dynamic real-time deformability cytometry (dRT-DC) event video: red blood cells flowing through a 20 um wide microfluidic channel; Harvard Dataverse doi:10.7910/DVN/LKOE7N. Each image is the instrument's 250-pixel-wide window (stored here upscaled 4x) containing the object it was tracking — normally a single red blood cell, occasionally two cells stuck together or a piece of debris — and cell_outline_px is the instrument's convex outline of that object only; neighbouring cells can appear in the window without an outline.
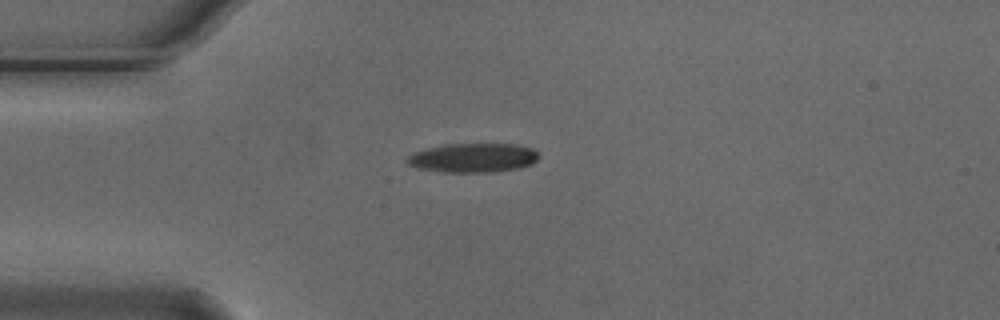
{"species": "Egyptian fruit bat (a non-hibernating species)", "species_latin": "Rousettus aegyptiacus", "temperature_condition": "cold", "stored_images_in_passage": 3, "camera_frame_rate_fps": 3000, "um_per_image_px": 0.085, "animal": {"sex": "male"}, "frame": {"image": 1, "passage_image": 1, "time_ms": 0.0, "image_size_px": [1000, 320], "cell_outline_px": [[540, 156], [532, 164], [520, 168], [496, 172], [440, 172], [416, 168], [408, 164], [404, 160], [412, 152], [444, 144], [520, 144], [532, 148]], "centroid_in_image_um": [40.2, 13.42], "position_along_channel_um": 44.8, "area_um2": 22.72}}
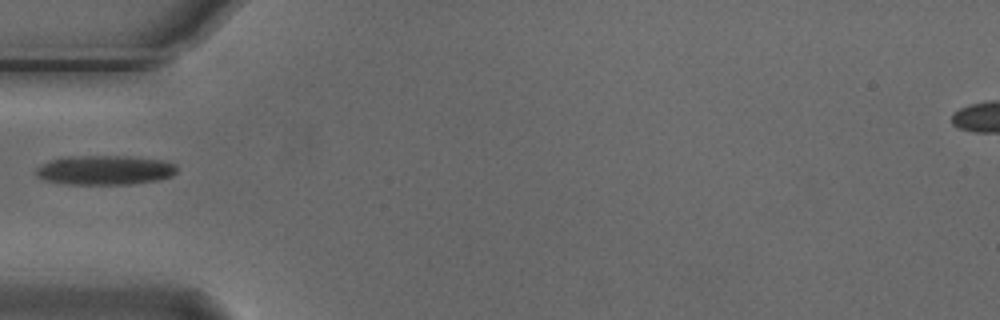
{"frame": {"image": 2, "passage_image": 2, "time_ms": 0.333, "image_size_px": [1000, 320], "cell_outline_px": [[176, 172], [172, 176], [160, 180], [132, 184], [68, 184], [44, 180], [36, 176], [32, 172], [36, 168], [60, 156], [128, 156], [160, 160], [176, 164]], "centroid_in_image_um": [8.89, 14.46], "position_along_channel_um": 76.1, "area_um2": 24.33}}
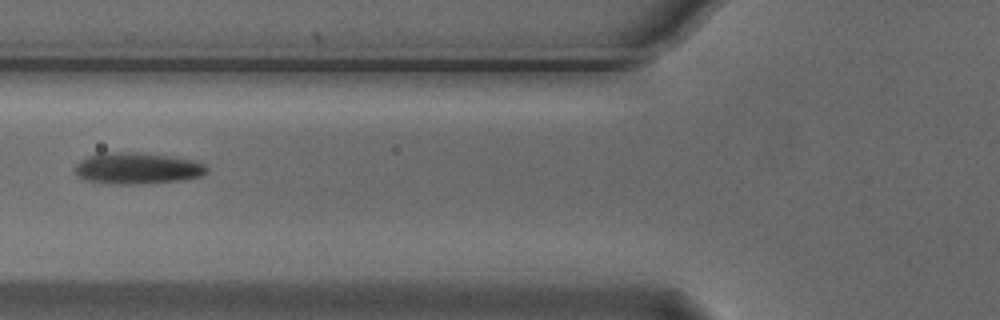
{"frame": {"image": 3, "passage_image": 3, "time_ms": 0.667, "image_size_px": [1000, 320], "cell_outline_px": [[208, 172], [200, 176], [180, 180], [140, 184], [112, 184], [84, 180], [76, 172], [76, 164], [80, 160], [88, 156], [104, 152], [136, 152], [168, 156], [192, 160], [204, 164], [208, 168]], "centroid_in_image_um": [11.66, 14.3], "position_along_channel_um": 114.1, "area_um2": 23.99}}